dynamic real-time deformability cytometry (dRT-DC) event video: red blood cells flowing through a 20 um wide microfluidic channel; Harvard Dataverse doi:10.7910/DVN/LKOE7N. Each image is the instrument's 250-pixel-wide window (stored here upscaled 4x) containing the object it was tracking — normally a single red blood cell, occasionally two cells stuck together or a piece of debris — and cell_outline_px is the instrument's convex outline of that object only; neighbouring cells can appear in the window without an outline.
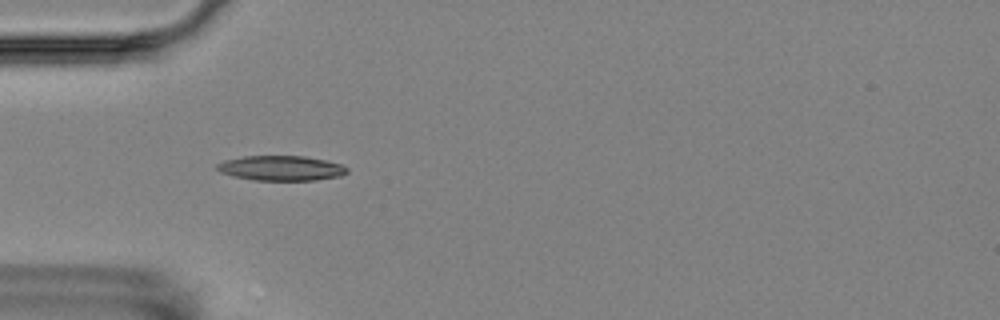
{"species": "Egyptian fruit bat (a non-hibernating species)", "species_latin": "Rousettus aegyptiacus", "temperature_condition": "room temperature", "stored_images_in_passage": 10, "camera_frame_rate_fps": 3000, "um_per_image_px": 0.085, "animal": {"sex": "female"}, "frame": {"image": 1, "passage_image": 5, "time_ms": 5.333, "image_size_px": [1000, 320], "cell_outline_px": [[348, 172], [340, 176], [316, 180], [252, 180], [232, 176], [220, 172], [216, 168], [216, 164], [224, 160], [244, 156], [304, 156], [324, 160], [340, 164], [348, 168]], "centroid_in_image_um": [23.86, 14.29], "position_along_channel_um": 61.1, "area_um2": 18.9}}
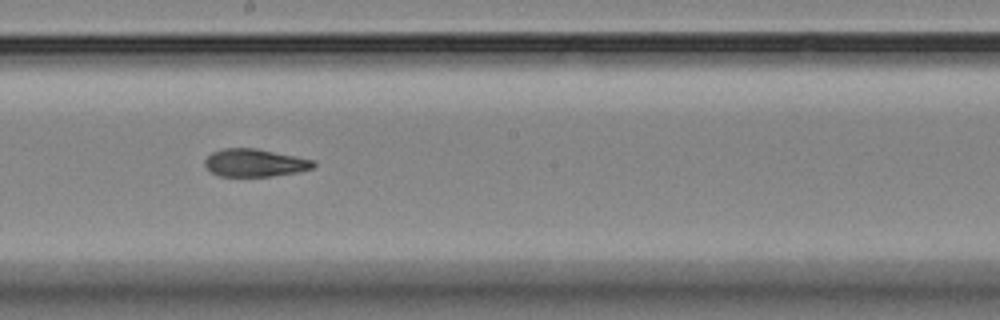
{"frame": {"image": 2, "passage_image": 9, "time_ms": 10.0, "image_size_px": [1000, 320], "cell_outline_px": [[316, 164], [312, 168], [296, 172], [268, 176], [220, 176], [212, 172], [204, 164], [204, 160], [212, 152], [224, 148], [256, 148], [312, 160]], "centroid_in_image_um": [21.61, 13.83], "position_along_channel_um": 226.6, "area_um2": 17.22}}
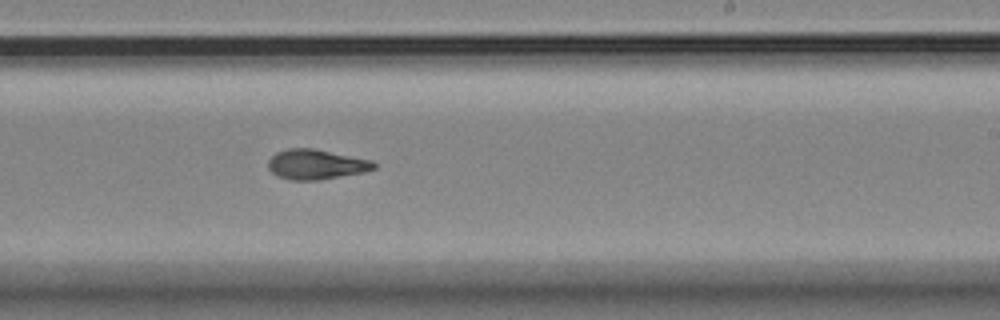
{"frame": {"image": 3, "passage_image": 10, "time_ms": 11.0, "image_size_px": [1000, 320], "cell_outline_px": [[376, 168], [364, 172], [320, 180], [288, 180], [276, 176], [268, 168], [268, 160], [276, 152], [288, 148], [312, 148], [372, 160], [376, 164]], "centroid_in_image_um": [26.85, 13.98], "position_along_channel_um": 262.2, "area_um2": 18.55}}